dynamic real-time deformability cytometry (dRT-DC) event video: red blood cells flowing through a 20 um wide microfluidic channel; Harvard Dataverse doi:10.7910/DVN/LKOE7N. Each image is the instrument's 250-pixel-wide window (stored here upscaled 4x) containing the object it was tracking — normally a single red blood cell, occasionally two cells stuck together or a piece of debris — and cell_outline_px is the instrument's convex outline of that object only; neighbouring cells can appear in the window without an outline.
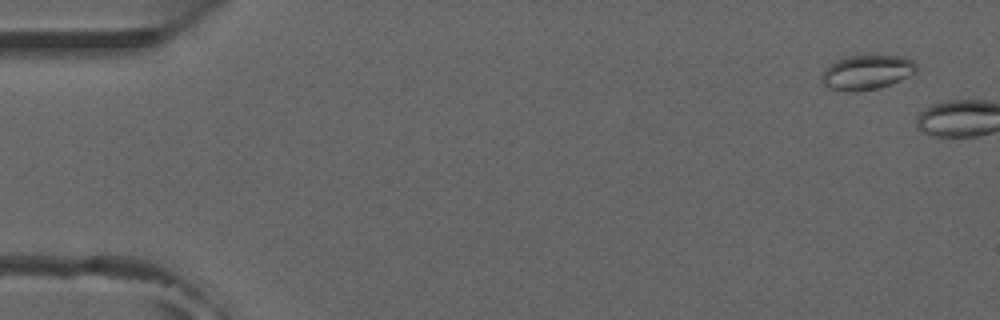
{"species": "common noctule bat (a hibernating species)", "species_latin": "Nyctalus noctula", "temperature_condition": "room temperature", "stored_images_in_passage": 5, "camera_frame_rate_fps": 3000, "um_per_image_px": 0.085, "animal": {"sex": "male", "forearm_length_mm": 52.5}, "frame": {"image": 1, "passage_image": 3, "time_ms": 0.667, "image_size_px": [1000, 320], "cell_outline_px": [[920, 68], [916, 72], [892, 84], [880, 88], [856, 92], [844, 92], [828, 88], [820, 80], [820, 76], [824, 68], [828, 64], [836, 60], [848, 56], [900, 56], [912, 60]], "centroid_in_image_um": [73.64, 6.17], "position_along_channel_um": 11.4, "area_um2": 19.48}}